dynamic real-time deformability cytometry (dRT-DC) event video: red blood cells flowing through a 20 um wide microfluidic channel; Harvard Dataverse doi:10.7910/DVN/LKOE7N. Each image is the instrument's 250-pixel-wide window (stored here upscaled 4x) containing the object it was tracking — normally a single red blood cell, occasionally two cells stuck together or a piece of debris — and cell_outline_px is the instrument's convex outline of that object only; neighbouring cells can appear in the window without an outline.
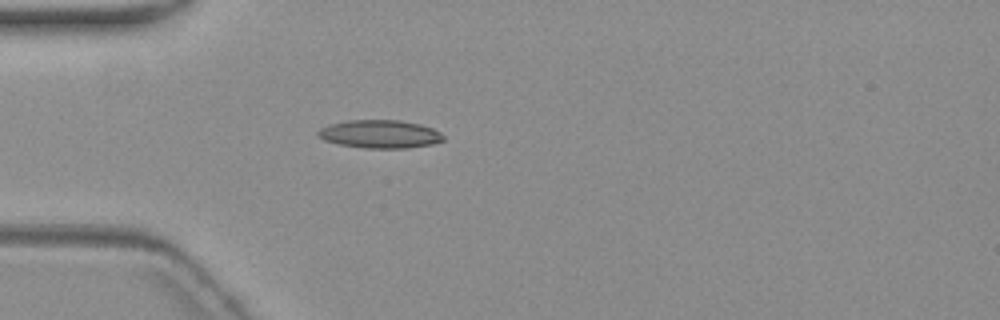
{"species": "common noctule bat (a hibernating species)", "species_latin": "Nyctalus noctula", "temperature_condition": "warm", "stored_images_in_passage": 3, "camera_frame_rate_fps": 3000, "um_per_image_px": 0.085, "animal": {"sex": "female", "body_mass_g": 19.3, "forearm_length_mm": 54.1}, "frame": {"image": 1, "passage_image": 3, "time_ms": 3.333, "image_size_px": [1000, 320], "cell_outline_px": [[444, 140], [432, 144], [408, 148], [364, 148], [340, 144], [324, 140], [316, 136], [316, 132], [320, 128], [328, 124], [348, 120], [400, 120], [420, 124], [432, 128], [440, 132], [444, 136]], "centroid_in_image_um": [32.27, 11.39], "position_along_channel_um": 52.7, "area_um2": 20.69}}